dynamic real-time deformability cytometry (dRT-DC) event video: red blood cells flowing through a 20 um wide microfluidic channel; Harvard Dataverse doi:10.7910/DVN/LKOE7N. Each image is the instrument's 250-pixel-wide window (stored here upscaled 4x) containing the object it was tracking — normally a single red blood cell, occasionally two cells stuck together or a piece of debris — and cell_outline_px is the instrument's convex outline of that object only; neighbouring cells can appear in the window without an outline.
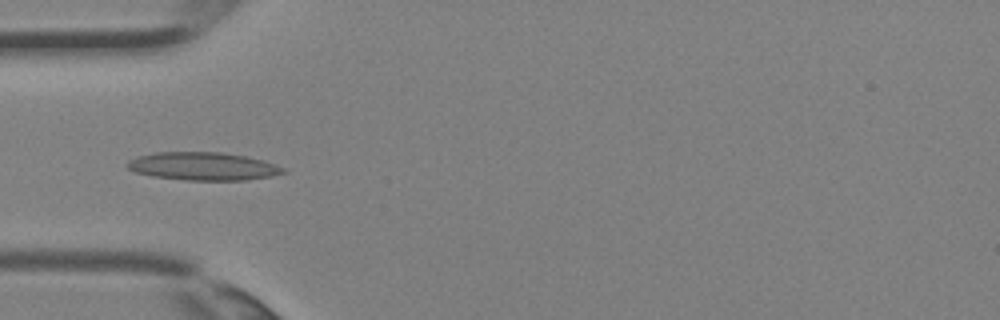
{"species": "Egyptian fruit bat (a non-hibernating species)", "species_latin": "Rousettus aegyptiacus", "temperature_condition": "room temperature", "stored_images_in_passage": 3, "camera_frame_rate_fps": 3000, "um_per_image_px": 0.085, "animal": {"sex": "female"}, "frame": {"image": 1, "passage_image": 3, "time_ms": 0.667, "image_size_px": [1000, 320], "cell_outline_px": [[288, 172], [272, 176], [244, 180], [188, 180], [152, 176], [136, 172], [128, 168], [124, 164], [128, 160], [136, 156], [156, 152], [220, 152], [248, 156], [264, 160], [288, 168]], "centroid_in_image_um": [17.3, 14.12], "position_along_channel_um": 67.7, "area_um2": 25.78}}